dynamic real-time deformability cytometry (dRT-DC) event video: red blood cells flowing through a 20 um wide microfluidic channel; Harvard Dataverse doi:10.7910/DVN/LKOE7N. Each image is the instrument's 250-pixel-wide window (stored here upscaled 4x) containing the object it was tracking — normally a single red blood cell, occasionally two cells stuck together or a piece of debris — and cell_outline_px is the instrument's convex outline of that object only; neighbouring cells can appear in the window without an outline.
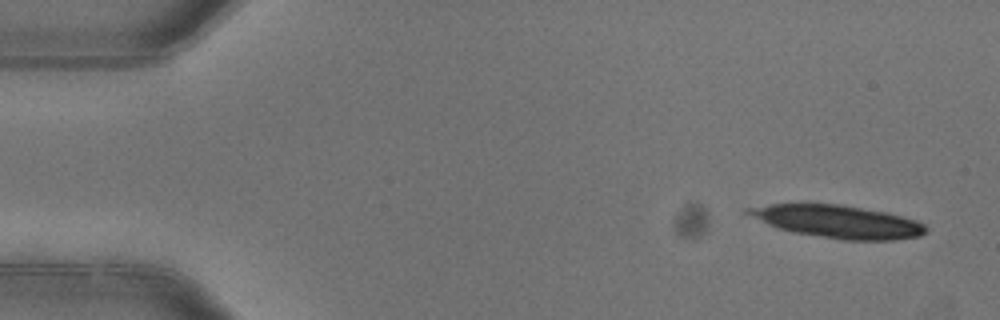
{"species": "common noctule bat (a hibernating species)", "species_latin": "Nyctalus noctula", "temperature_condition": "warm", "stored_images_in_passage": 5, "camera_frame_rate_fps": 3000, "um_per_image_px": 0.085, "animal": {"sex": "female"}, "frame": {"image": 1, "passage_image": 1, "time_ms": 0.0, "image_size_px": [1000, 320], "cell_outline_px": [[928, 232], [920, 236], [892, 240], [844, 240], [792, 232], [776, 228], [744, 212], [744, 208], [800, 200], [804, 200], [840, 204], [888, 212], [916, 220], [924, 224], [928, 228]], "centroid_in_image_um": [71.17, 18.79], "position_along_channel_um": 13.8, "area_um2": 34.97}}